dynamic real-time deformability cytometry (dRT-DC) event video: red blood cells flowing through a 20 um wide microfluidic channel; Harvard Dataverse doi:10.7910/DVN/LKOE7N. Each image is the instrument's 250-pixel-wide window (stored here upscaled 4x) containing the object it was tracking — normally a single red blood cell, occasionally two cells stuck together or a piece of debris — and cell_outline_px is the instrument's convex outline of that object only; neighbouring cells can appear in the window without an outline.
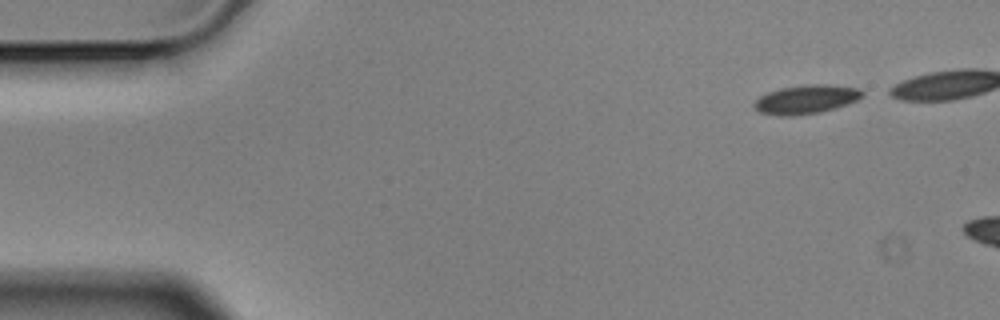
{"species": "Egyptian fruit bat (a non-hibernating species)", "species_latin": "Rousettus aegyptiacus", "temperature_condition": "cold", "stored_images_in_passage": 3, "camera_frame_rate_fps": 3000, "um_per_image_px": 0.085, "animal": {"sex": "male"}, "frame": {"image": 1, "passage_image": 1, "time_ms": 0.0, "image_size_px": [1000, 320], "cell_outline_px": [[864, 92], [856, 100], [848, 104], [836, 108], [820, 112], [792, 116], [780, 116], [760, 112], [752, 104], [760, 96], [768, 92], [780, 88], [804, 84], [828, 84], [860, 88]], "centroid_in_image_um": [68.52, 8.44], "position_along_channel_um": 16.5, "area_um2": 18.21}}